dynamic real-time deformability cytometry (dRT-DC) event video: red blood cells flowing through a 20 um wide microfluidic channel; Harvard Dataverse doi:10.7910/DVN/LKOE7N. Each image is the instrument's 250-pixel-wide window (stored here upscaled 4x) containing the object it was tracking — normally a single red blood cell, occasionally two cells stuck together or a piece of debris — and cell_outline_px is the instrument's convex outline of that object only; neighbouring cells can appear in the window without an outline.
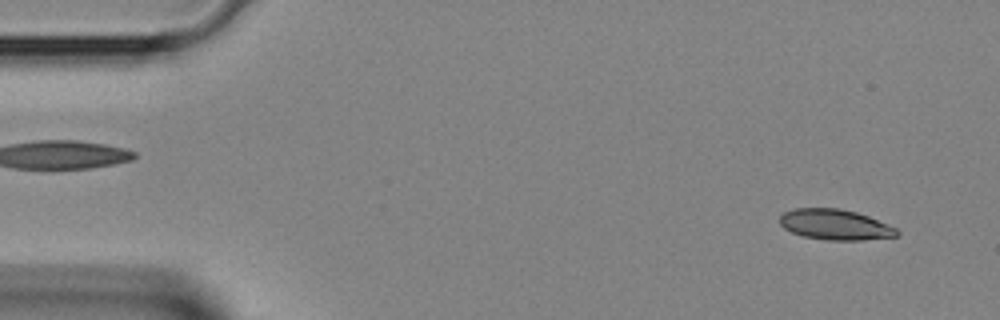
{"species": "Egyptian fruit bat (a non-hibernating species)", "species_latin": "Rousettus aegyptiacus", "temperature_condition": "room temperature", "stored_images_in_passage": 4, "camera_frame_rate_fps": 3000, "um_per_image_px": 0.085, "animal": {"sex": "female"}, "frame": {"image": 1, "passage_image": 1, "time_ms": 0.0, "image_size_px": [1000, 320], "cell_outline_px": [[900, 236], [864, 240], [828, 240], [804, 236], [792, 232], [784, 228], [780, 224], [780, 216], [784, 212], [792, 208], [840, 208], [856, 212], [868, 216], [896, 228], [900, 232]], "centroid_in_image_um": [71.0, 19.09], "position_along_channel_um": 14.0, "area_um2": 20.87}}